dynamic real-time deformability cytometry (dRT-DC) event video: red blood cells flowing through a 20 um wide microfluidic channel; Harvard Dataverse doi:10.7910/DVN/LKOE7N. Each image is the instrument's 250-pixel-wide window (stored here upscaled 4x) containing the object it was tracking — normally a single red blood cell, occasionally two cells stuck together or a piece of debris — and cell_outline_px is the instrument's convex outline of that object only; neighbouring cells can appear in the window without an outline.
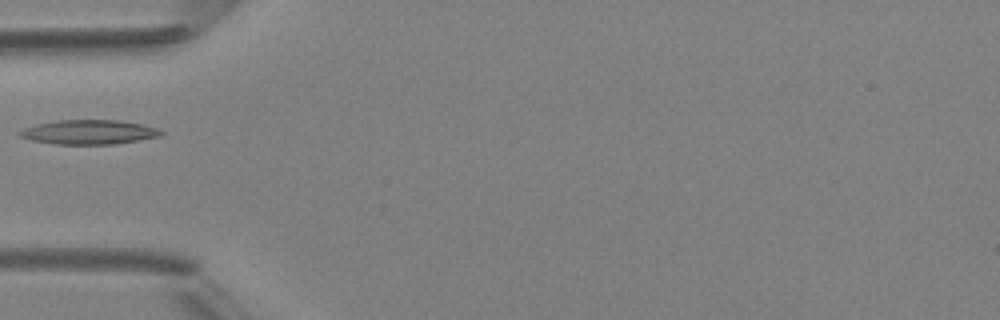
{"species": "Egyptian fruit bat (a non-hibernating species)", "species_latin": "Rousettus aegyptiacus", "temperature_condition": "room temperature", "stored_images_in_passage": 4, "camera_frame_rate_fps": 3000, "um_per_image_px": 0.085, "animal": {"sex": "female"}, "frame": {"image": 1, "passage_image": 4, "time_ms": 4.333, "image_size_px": [1000, 320], "cell_outline_px": [[164, 132], [160, 136], [112, 144], [56, 144], [32, 140], [16, 136], [16, 132], [24, 128], [36, 124], [56, 120], [120, 120], [140, 124], [156, 128]], "centroid_in_image_um": [7.48, 11.22], "position_along_channel_um": 77.5, "area_um2": 20.0}}